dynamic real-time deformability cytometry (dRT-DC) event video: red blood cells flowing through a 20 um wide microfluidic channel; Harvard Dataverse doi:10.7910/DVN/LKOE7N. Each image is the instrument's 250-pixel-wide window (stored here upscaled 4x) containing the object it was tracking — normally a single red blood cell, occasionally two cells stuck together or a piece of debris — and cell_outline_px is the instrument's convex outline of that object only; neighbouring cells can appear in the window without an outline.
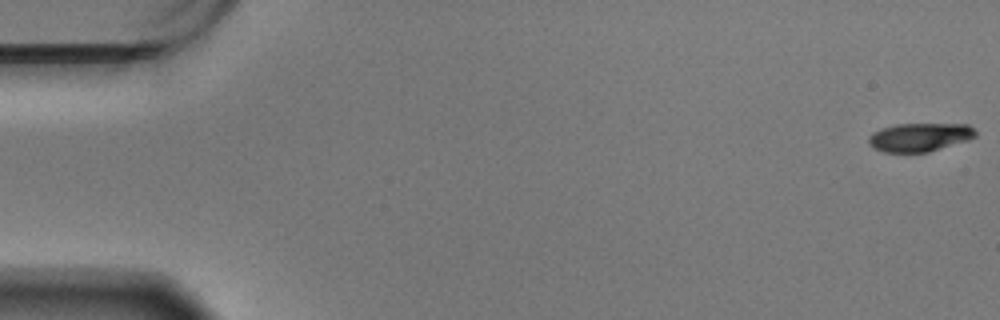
{"species": "Egyptian fruit bat (a non-hibernating species)", "species_latin": "Rousettus aegyptiacus", "temperature_condition": "warm", "stored_images_in_passage": 18, "camera_frame_rate_fps": 3000, "um_per_image_px": 0.085, "animal": {"sex": "male"}, "frame": {"image": 1, "passage_image": 1, "time_ms": 0.0, "image_size_px": [1000, 320], "cell_outline_px": [[976, 136], [968, 140], [928, 152], [884, 152], [872, 148], [868, 144], [868, 136], [872, 132], [896, 124], [968, 124], [976, 132]], "centroid_in_image_um": [78.14, 11.66], "position_along_channel_um": 6.9, "area_um2": 17.74}}
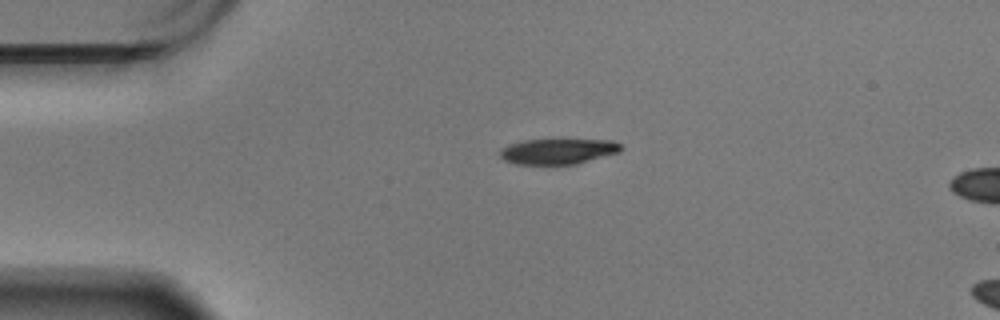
{"frame": {"image": 2, "passage_image": 14, "time_ms": 4.333, "image_size_px": [1000, 320], "cell_outline_px": [[624, 148], [620, 152], [576, 164], [516, 164], [504, 160], [500, 156], [500, 148], [508, 144], [524, 140], [612, 140], [620, 144]], "centroid_in_image_um": [47.43, 12.86], "position_along_channel_um": 37.6, "area_um2": 17.98}}